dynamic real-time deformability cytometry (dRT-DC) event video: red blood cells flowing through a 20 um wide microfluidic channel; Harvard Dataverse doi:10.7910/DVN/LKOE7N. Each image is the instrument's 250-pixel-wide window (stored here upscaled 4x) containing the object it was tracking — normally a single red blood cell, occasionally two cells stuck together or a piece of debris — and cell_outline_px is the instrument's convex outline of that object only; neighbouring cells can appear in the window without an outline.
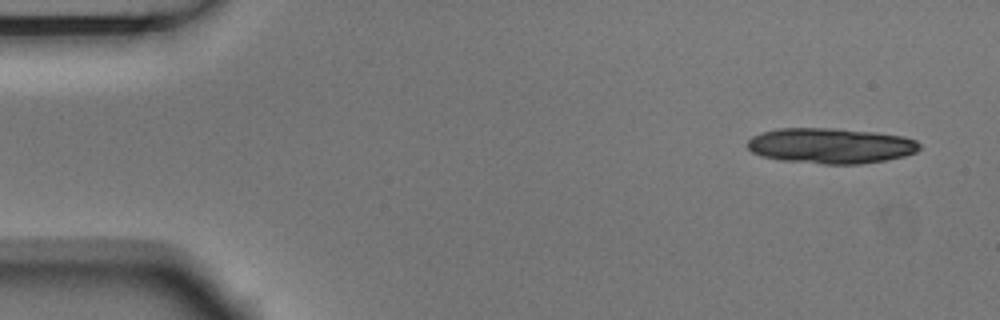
{"species": "Egyptian fruit bat (a non-hibernating species)", "species_latin": "Rousettus aegyptiacus", "temperature_condition": "room temperature", "stored_images_in_passage": 9, "camera_frame_rate_fps": 3000, "um_per_image_px": 0.085, "animal": {"sex": "male"}, "frame": {"image": 1, "passage_image": 1, "time_ms": 0.0, "image_size_px": [1000, 320], "cell_outline_px": [[920, 148], [916, 152], [904, 156], [884, 160], [860, 164], [824, 164], [780, 160], [760, 156], [752, 152], [748, 148], [748, 140], [752, 136], [760, 132], [780, 128], [836, 128], [876, 132], [904, 136], [916, 140], [920, 144]], "centroid_in_image_um": [70.6, 12.38], "position_along_channel_um": 14.4, "area_um2": 35.78}}
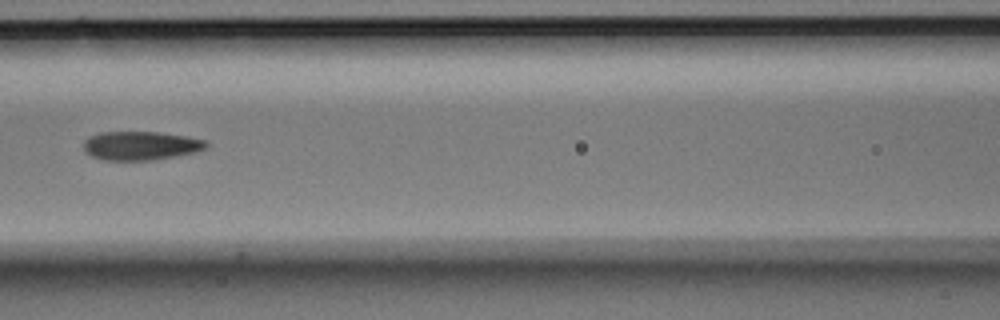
{"frame": {"image": 2, "passage_image": 7, "time_ms": 2.0, "image_size_px": [1000, 320], "cell_outline_px": [[208, 144], [204, 148], [196, 152], [152, 160], [104, 160], [92, 156], [84, 148], [84, 140], [88, 136], [100, 132], [160, 132], [188, 136], [204, 140]], "centroid_in_image_um": [11.95, 12.37], "position_along_channel_um": 154.7, "area_um2": 20.46}}
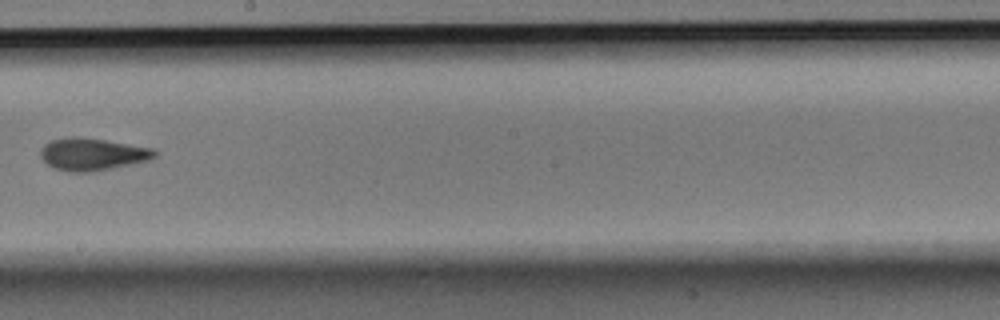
{"frame": {"image": 3, "passage_image": 9, "time_ms": 2.667, "image_size_px": [1000, 320], "cell_outline_px": [[160, 152], [156, 156], [148, 160], [132, 164], [92, 172], [72, 172], [56, 168], [48, 164], [40, 156], [40, 148], [44, 144], [52, 140], [68, 136], [76, 136], [104, 140], [156, 148]], "centroid_in_image_um": [7.89, 13.1], "position_along_channel_um": 240.3, "area_um2": 21.62}}